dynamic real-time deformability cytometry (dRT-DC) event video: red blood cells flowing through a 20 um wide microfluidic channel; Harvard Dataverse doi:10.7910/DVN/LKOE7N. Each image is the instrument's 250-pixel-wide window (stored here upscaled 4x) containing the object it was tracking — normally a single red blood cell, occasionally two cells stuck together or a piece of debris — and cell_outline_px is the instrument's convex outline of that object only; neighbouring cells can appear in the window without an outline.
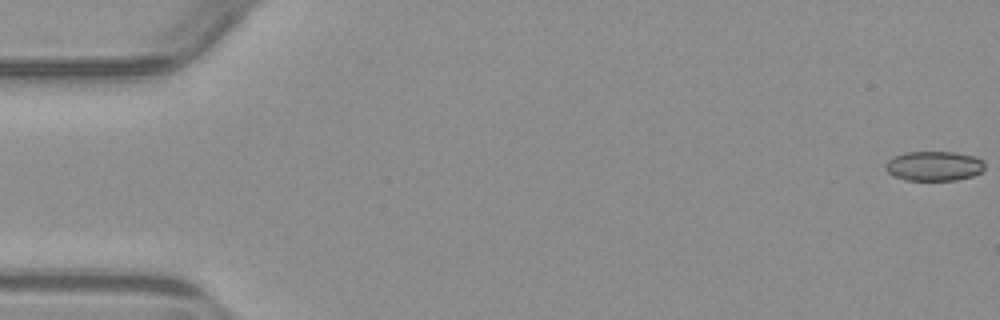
{"species": "common noctule bat (a hibernating species)", "species_latin": "Nyctalus noctula", "temperature_condition": "warm", "stored_images_in_passage": 4, "camera_frame_rate_fps": 3000, "um_per_image_px": 0.085, "animal": {"sex": "male", "body_mass_g": 23.1, "forearm_length_mm": 52.7}, "frame": {"image": 1, "passage_image": 1, "time_ms": 0.0, "image_size_px": [1000, 320], "cell_outline_px": [[984, 168], [980, 172], [972, 176], [956, 180], [908, 180], [892, 176], [884, 168], [884, 164], [892, 156], [904, 152], [956, 152], [972, 156], [984, 160]], "centroid_in_image_um": [79.35, 14.1], "position_along_channel_um": 5.7, "area_um2": 17.28}}
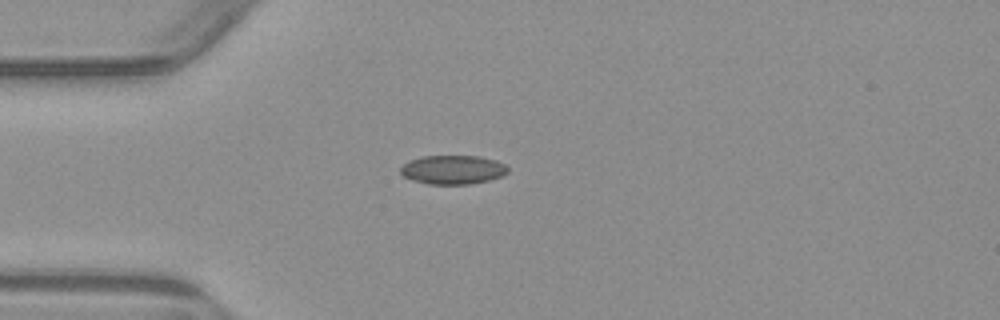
{"frame": {"image": 2, "passage_image": 4, "time_ms": 4.667, "image_size_px": [1000, 320], "cell_outline_px": [[508, 172], [504, 176], [488, 180], [468, 184], [428, 184], [412, 180], [404, 176], [400, 172], [400, 168], [404, 164], [412, 160], [424, 156], [480, 156], [496, 160], [504, 164], [508, 168]], "centroid_in_image_um": [38.52, 14.43], "position_along_channel_um": 46.5, "area_um2": 18.03}}